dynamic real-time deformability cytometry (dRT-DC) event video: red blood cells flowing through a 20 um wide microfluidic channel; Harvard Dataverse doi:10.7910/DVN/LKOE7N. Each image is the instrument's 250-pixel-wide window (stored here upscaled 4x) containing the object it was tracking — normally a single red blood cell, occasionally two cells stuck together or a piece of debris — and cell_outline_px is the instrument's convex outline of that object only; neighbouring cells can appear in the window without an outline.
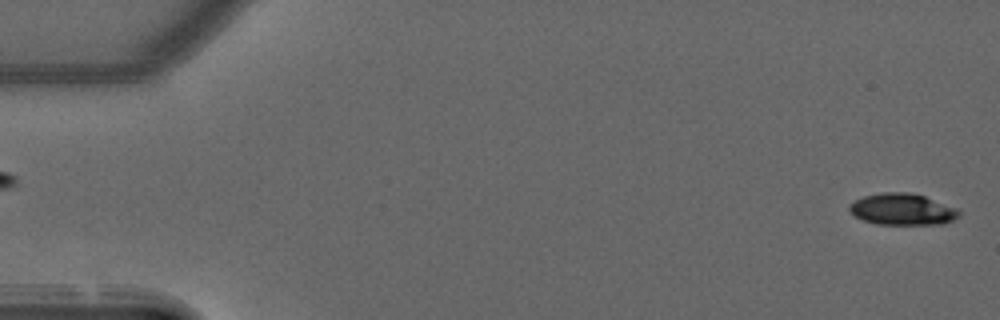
{"species": "common noctule bat (a hibernating species)", "species_latin": "Nyctalus noctula", "temperature_condition": "warm", "stored_images_in_passage": 51, "camera_frame_rate_fps": 3000, "um_per_image_px": 0.085, "animal": {"sex": "male", "forearm_length_mm": 52.5}, "frame": {"image": 1, "passage_image": 1, "time_ms": 0.0, "image_size_px": [1000, 320], "cell_outline_px": [[960, 216], [944, 224], [876, 224], [864, 220], [856, 216], [848, 208], [848, 204], [864, 196], [880, 192], [908, 192], [924, 196], [956, 208], [960, 212]], "centroid_in_image_um": [76.7, 17.79], "position_along_channel_um": 8.3, "area_um2": 20.0}}
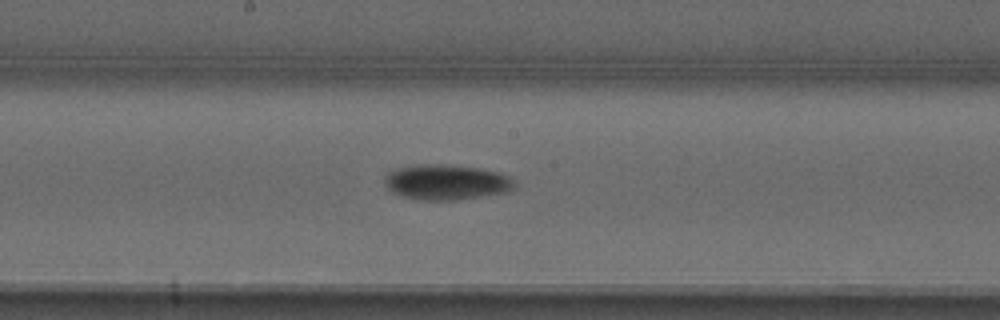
{"frame": {"image": 2, "passage_image": 27, "time_ms": 8.667, "image_size_px": [1000, 320], "cell_outline_px": [[516, 188], [508, 192], [456, 200], [420, 200], [404, 196], [392, 192], [384, 184], [384, 172], [392, 168], [408, 164], [444, 164], [480, 168], [500, 172], [508, 176], [516, 184]], "centroid_in_image_um": [37.89, 15.46], "position_along_channel_um": 210.3, "area_um2": 27.34}}
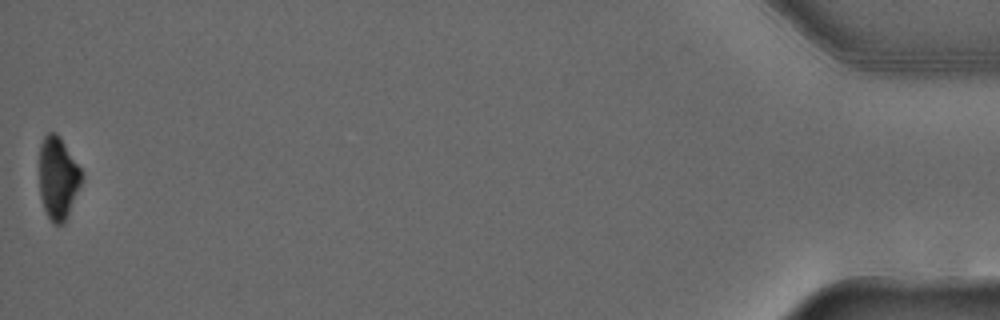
{"frame": {"image": 3, "passage_image": 51, "time_ms": 16.667, "image_size_px": [1000, 320], "cell_outline_px": [[84, 176], [68, 216], [64, 224], [52, 224], [44, 208], [40, 196], [40, 144], [44, 136], [48, 132], [56, 132], [60, 136], [84, 172]], "centroid_in_image_um": [4.95, 15.12], "position_along_channel_um": 430.2, "area_um2": 20.63}, "authors_computed_cell_mechanics": {"area_um2": 23.1778, "velocity_mm_per_s": 3.9979, "shape_relaxation_time_tau1_ms": 2.9995, "shape_relaxation_time_tau2_ms": null, "deformation_change_tau1": 0.1705, "deformation_change_tau2": null}}